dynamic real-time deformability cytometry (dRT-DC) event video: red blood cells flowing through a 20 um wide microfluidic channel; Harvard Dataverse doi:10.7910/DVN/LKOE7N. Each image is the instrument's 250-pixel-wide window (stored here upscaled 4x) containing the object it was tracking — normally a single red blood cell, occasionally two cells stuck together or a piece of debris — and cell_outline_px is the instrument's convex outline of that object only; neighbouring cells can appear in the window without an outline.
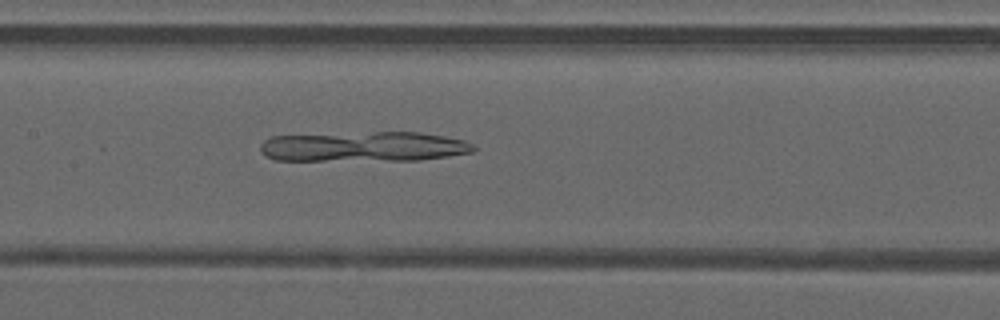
{"species": "common noctule bat (a hibernating species)", "species_latin": "Nyctalus noctula", "temperature_condition": "warm", "stored_images_in_passage": 49, "camera_frame_rate_fps": 3000, "um_per_image_px": 0.085, "animal": {"sex": "male", "forearm_length_mm": 52.5}, "frame": {"image": 1, "passage_image": 24, "time_ms": 7.667, "image_size_px": [1000, 320], "cell_outline_px": [[476, 152], [420, 160], [276, 160], [264, 156], [260, 152], [260, 144], [264, 140], [272, 136], [376, 132], [420, 132], [444, 136], [464, 140], [472, 144], [476, 148]], "centroid_in_image_um": [30.94, 12.47], "position_along_channel_um": 176.5, "area_um2": 37.4}}
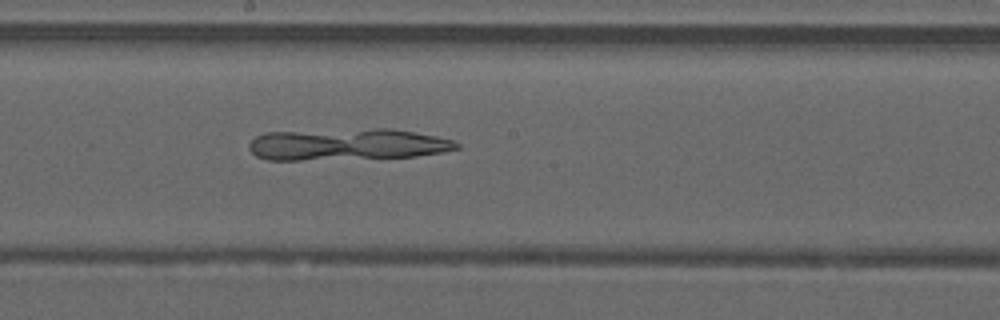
{"frame": {"image": 2, "passage_image": 27, "time_ms": 8.667, "image_size_px": [1000, 320], "cell_outline_px": [[460, 148], [440, 152], [416, 156], [300, 160], [268, 160], [256, 156], [248, 148], [248, 144], [256, 136], [264, 132], [376, 128], [392, 128], [436, 136], [456, 140], [460, 144]], "centroid_in_image_um": [29.5, 12.26], "position_along_channel_um": 218.7, "area_um2": 38.44}}
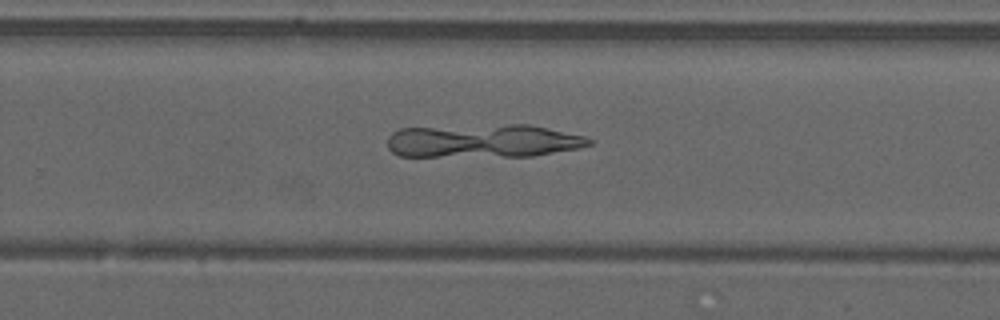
{"frame": {"image": 3, "passage_image": 32, "time_ms": 10.333, "image_size_px": [1000, 320], "cell_outline_px": [[592, 144], [580, 148], [532, 156], [400, 156], [392, 152], [388, 148], [388, 136], [392, 132], [400, 128], [508, 124], [528, 124], [584, 136], [592, 140]], "centroid_in_image_um": [41.06, 11.98], "position_along_channel_um": 288.7, "area_um2": 39.19}}